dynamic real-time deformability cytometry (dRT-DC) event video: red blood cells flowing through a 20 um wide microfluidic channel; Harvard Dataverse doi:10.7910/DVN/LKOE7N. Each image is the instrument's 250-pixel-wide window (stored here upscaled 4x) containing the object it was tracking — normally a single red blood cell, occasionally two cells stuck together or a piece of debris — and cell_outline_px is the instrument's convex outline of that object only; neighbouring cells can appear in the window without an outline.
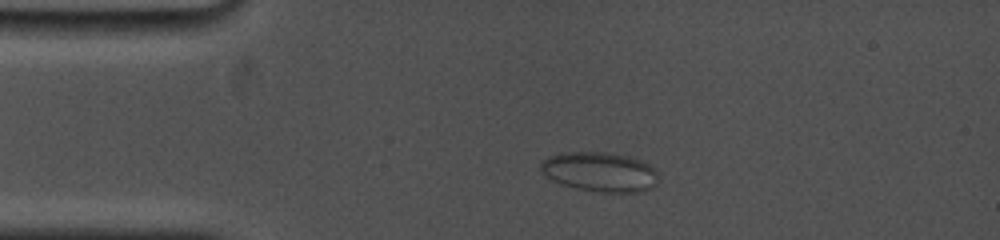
{"species": "common noctule bat (a hibernating species)", "species_latin": "Nyctalus noctula", "temperature_condition": "cold", "stored_images_in_passage": 16, "camera_frame_rate_fps": 5000, "um_per_image_px": 0.085, "animal": {"sex": "female", "body_mass_g": 19.0, "forearm_length_mm": 53.3}, "frame": {"image": 1, "passage_image": 8, "time_ms": 3.2, "image_size_px": [1000, 240], "cell_outline_px": [[656, 184], [652, 188], [640, 192], [600, 192], [576, 188], [560, 184], [552, 180], [540, 168], [540, 164], [548, 156], [568, 152], [604, 152], [628, 156], [640, 160], [656, 168]], "centroid_in_image_um": [51.0, 14.61], "position_along_channel_um": 34.0, "area_um2": 26.99}}
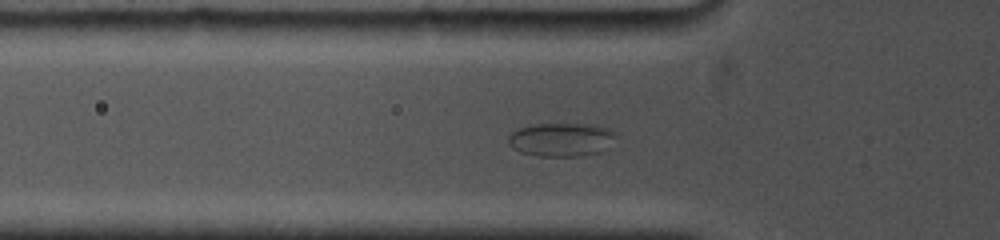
{"frame": {"image": 2, "passage_image": 13, "time_ms": 5.4, "image_size_px": [1000, 240], "cell_outline_px": [[616, 136], [608, 148], [600, 152], [580, 156], [540, 156], [520, 152], [512, 148], [508, 144], [508, 136], [512, 132], [520, 128], [532, 124], [592, 124], [608, 128]], "centroid_in_image_um": [47.7, 11.87], "position_along_channel_um": 78.1, "area_um2": 21.1}}
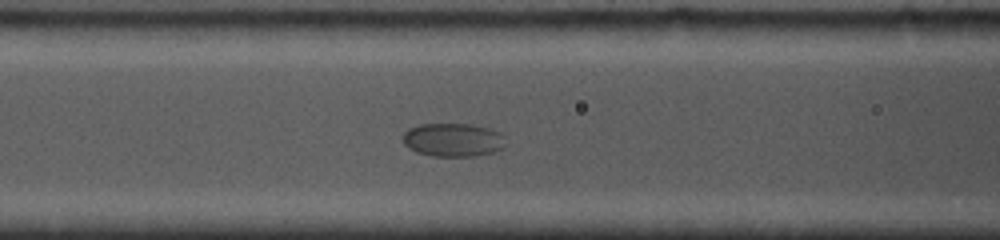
{"frame": {"image": 3, "passage_image": 16, "time_ms": 6.8, "image_size_px": [1000, 240], "cell_outline_px": [[504, 148], [492, 152], [476, 156], [432, 156], [416, 152], [408, 148], [404, 144], [404, 132], [408, 128], [420, 124], [468, 124], [488, 128], [500, 132], [504, 136]], "centroid_in_image_um": [38.5, 11.89], "position_along_channel_um": 128.1, "area_um2": 20.06}}